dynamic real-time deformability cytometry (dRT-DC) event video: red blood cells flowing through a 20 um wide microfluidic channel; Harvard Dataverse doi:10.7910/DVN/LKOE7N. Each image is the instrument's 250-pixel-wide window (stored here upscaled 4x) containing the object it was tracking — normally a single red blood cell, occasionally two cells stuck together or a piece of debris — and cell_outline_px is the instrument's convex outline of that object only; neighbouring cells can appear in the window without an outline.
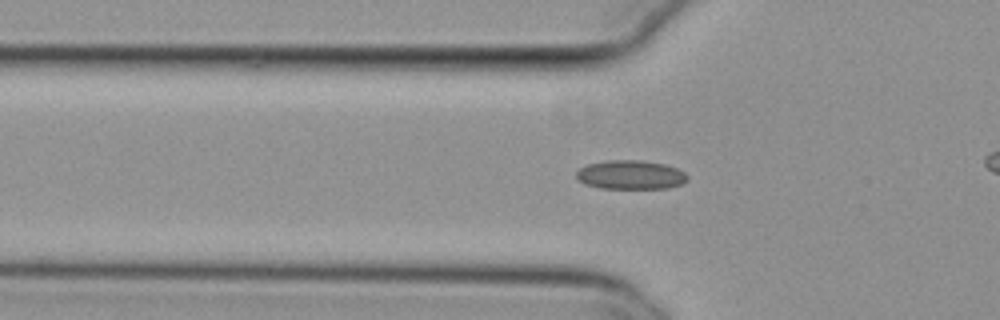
{"species": "common noctule bat (a hibernating species)", "species_latin": "Nyctalus noctula", "temperature_condition": "cold", "stored_images_in_passage": 47, "camera_frame_rate_fps": 3000, "um_per_image_px": 0.085, "animal": {"sex": "female", "body_mass_g": 29.2, "forearm_length_mm": 56.3}, "frame": {"image": 1, "passage_image": 18, "time_ms": 5.667, "image_size_px": [1000, 320], "cell_outline_px": [[688, 180], [680, 184], [668, 188], [600, 188], [584, 184], [576, 180], [576, 172], [580, 168], [588, 164], [608, 160], [640, 160], [664, 164], [676, 168], [684, 172], [688, 176]], "centroid_in_image_um": [53.57, 14.86], "position_along_channel_um": 72.2, "area_um2": 18.79}}
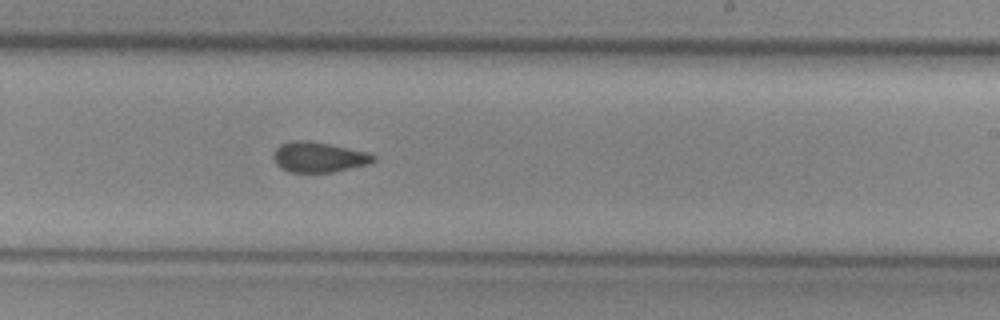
{"frame": {"image": 2, "passage_image": 33, "time_ms": 10.667, "image_size_px": [1000, 320], "cell_outline_px": [[376, 160], [368, 164], [332, 172], [288, 172], [280, 168], [276, 164], [272, 156], [276, 148], [280, 144], [292, 140], [308, 140], [368, 152], [376, 156]], "centroid_in_image_um": [27.06, 13.35], "position_along_channel_um": 261.9, "area_um2": 17.69}}
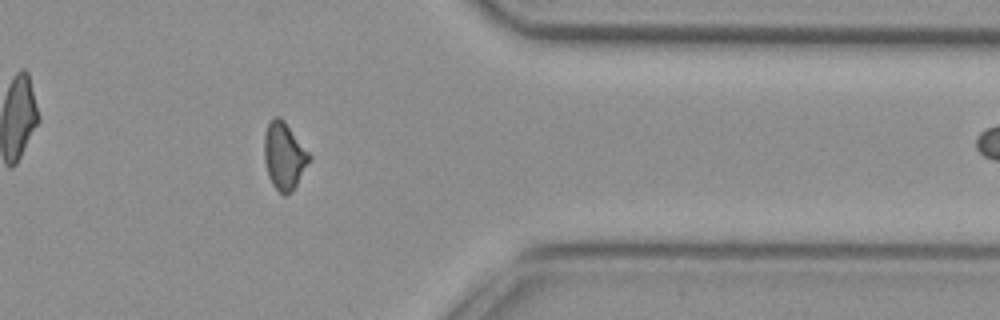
{"frame": {"image": 3, "passage_image": 44, "time_ms": 14.333, "image_size_px": [1000, 320], "cell_outline_px": [[312, 160], [296, 184], [284, 196], [272, 184], [268, 176], [264, 160], [264, 136], [268, 124], [272, 116], [280, 116], [284, 120], [312, 156]], "centroid_in_image_um": [24.15, 13.21], "position_along_channel_um": 387.2, "area_um2": 17.63}}